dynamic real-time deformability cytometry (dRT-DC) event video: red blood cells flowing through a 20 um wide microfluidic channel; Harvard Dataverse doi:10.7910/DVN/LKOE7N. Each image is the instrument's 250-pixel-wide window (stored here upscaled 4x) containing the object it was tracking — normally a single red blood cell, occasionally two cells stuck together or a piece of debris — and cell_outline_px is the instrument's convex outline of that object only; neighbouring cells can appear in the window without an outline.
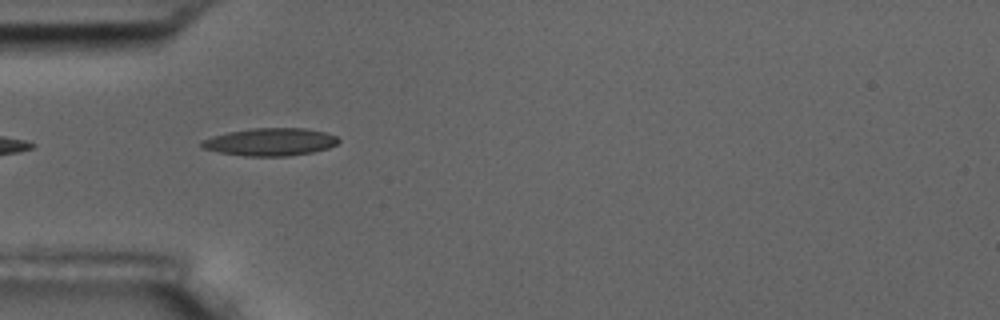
{"species": "common noctule bat (a hibernating species)", "species_latin": "Nyctalus noctula", "temperature_condition": "room temperature", "stored_images_in_passage": 5, "camera_frame_rate_fps": 3000, "um_per_image_px": 0.085, "animal": {"sex": "male", "body_mass_g": 17.5, "forearm_length_mm": 52.3}, "frame": {"image": 1, "passage_image": 2, "time_ms": 1.0, "image_size_px": [1000, 320], "cell_outline_px": [[340, 140], [336, 144], [328, 148], [312, 152], [288, 156], [244, 156], [220, 152], [204, 148], [200, 144], [200, 140], [212, 136], [228, 132], [252, 128], [304, 128], [328, 132], [336, 136]], "centroid_in_image_um": [22.98, 12.05], "position_along_channel_um": 62.0, "area_um2": 22.08}}
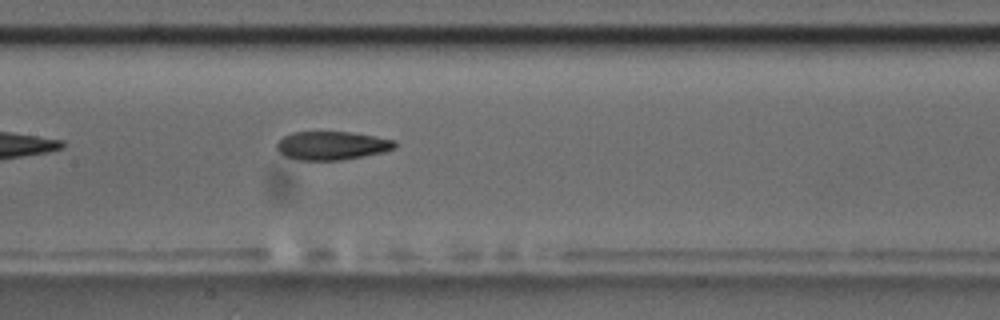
{"frame": {"image": 2, "passage_image": 5, "time_ms": 4.333, "image_size_px": [1000, 320], "cell_outline_px": [[396, 148], [384, 152], [340, 160], [296, 160], [284, 156], [276, 148], [276, 144], [284, 136], [292, 132], [352, 132], [376, 136], [396, 140]], "centroid_in_image_um": [28.22, 12.37], "position_along_channel_um": 179.2, "area_um2": 19.71}}